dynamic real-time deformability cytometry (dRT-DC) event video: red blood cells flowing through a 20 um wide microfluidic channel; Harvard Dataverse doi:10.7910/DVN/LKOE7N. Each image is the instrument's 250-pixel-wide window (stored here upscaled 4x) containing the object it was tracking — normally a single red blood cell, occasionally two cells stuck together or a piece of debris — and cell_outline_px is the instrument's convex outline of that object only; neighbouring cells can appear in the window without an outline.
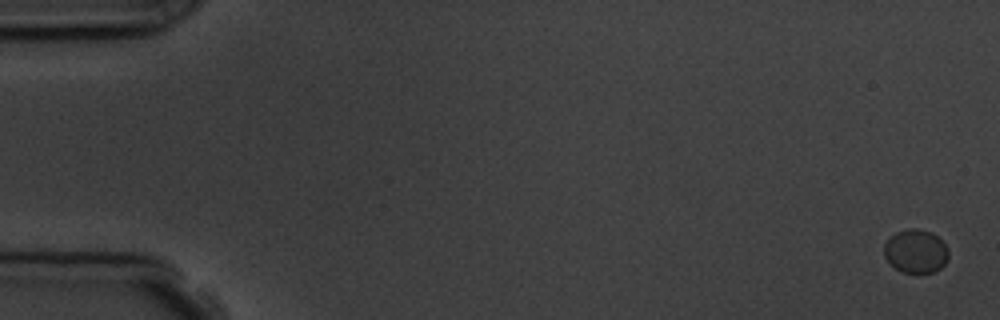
{"species": "common noctule bat (a hibernating species)", "species_latin": "Nyctalus noctula", "temperature_condition": "room temperature", "stored_images_in_passage": 9, "camera_frame_rate_fps": 3000, "um_per_image_px": 0.085, "animal": {"sex": "male", "body_mass_g": 19.5, "forearm_length_mm": 54.6}, "frame": {"image": 1, "passage_image": 1, "time_ms": 0.0, "image_size_px": [1000, 320], "cell_outline_px": [[948, 260], [936, 272], [916, 276], [904, 272], [896, 268], [884, 256], [884, 244], [896, 232], [908, 228], [916, 228], [932, 232], [948, 248]], "centroid_in_image_um": [77.86, 21.39], "position_along_channel_um": 7.1, "area_um2": 16.65}}
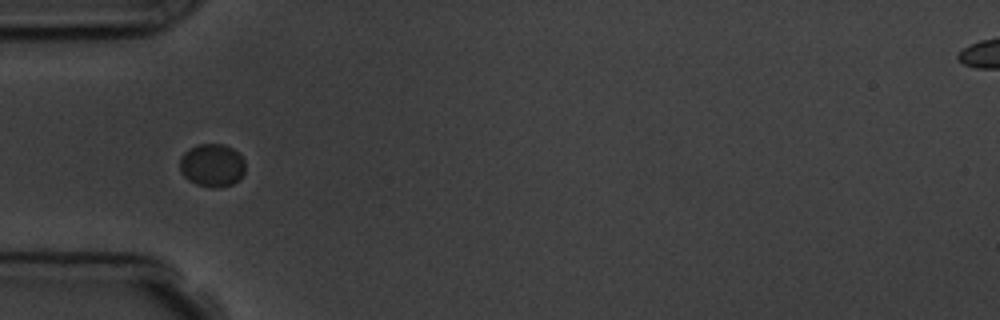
{"frame": {"image": 2, "passage_image": 6, "time_ms": 5.667, "image_size_px": [1000, 320], "cell_outline_px": [[244, 172], [240, 180], [232, 184], [220, 188], [212, 188], [196, 184], [188, 180], [180, 172], [180, 156], [188, 148], [196, 144], [224, 144], [232, 148], [244, 160]], "centroid_in_image_um": [18.01, 14.06], "position_along_channel_um": 67.0, "area_um2": 16.65}}